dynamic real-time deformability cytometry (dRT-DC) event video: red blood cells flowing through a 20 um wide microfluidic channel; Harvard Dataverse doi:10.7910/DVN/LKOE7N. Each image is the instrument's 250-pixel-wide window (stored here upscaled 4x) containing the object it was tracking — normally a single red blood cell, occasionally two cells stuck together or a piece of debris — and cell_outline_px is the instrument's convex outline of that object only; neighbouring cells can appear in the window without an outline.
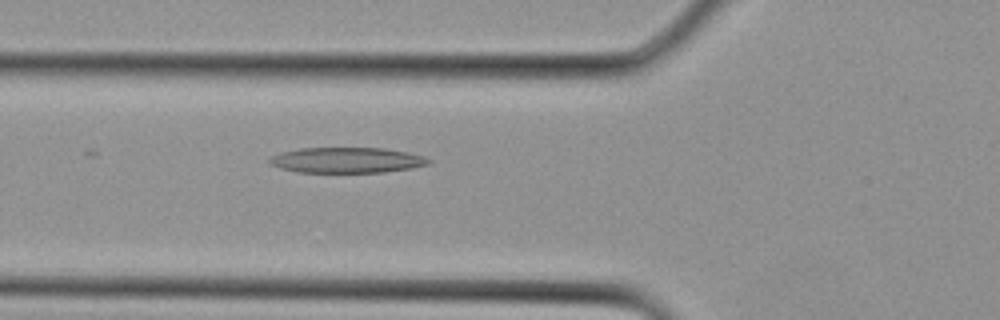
{"species": "Egyptian fruit bat (a non-hibernating species)", "species_latin": "Rousettus aegyptiacus", "temperature_condition": "cold", "stored_images_in_passage": 4, "camera_frame_rate_fps": 3000, "um_per_image_px": 0.085, "animal": {"sex": "female"}, "frame": {"image": 1, "passage_image": 2, "time_ms": 0.333, "image_size_px": [1000, 320], "cell_outline_px": [[432, 164], [412, 168], [384, 172], [296, 172], [280, 168], [268, 164], [268, 160], [272, 156], [280, 152], [300, 148], [384, 148], [408, 152], [424, 156], [432, 160]], "centroid_in_image_um": [29.5, 13.61], "position_along_channel_um": 96.3, "area_um2": 23.87}}
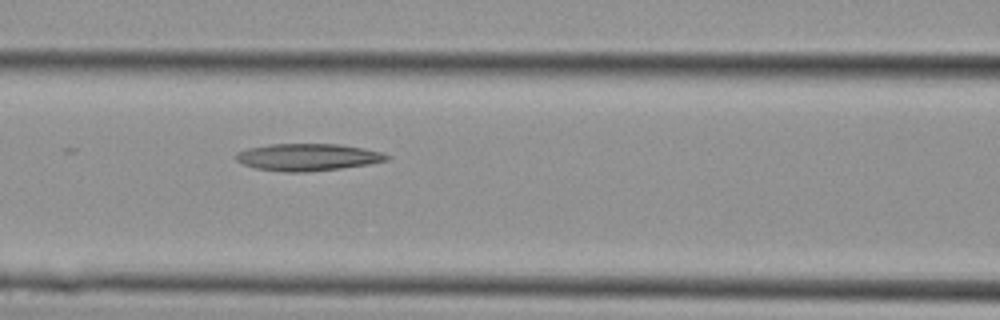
{"frame": {"image": 2, "passage_image": 4, "time_ms": 1.0, "image_size_px": [1000, 320], "cell_outline_px": [[388, 160], [368, 164], [340, 168], [308, 172], [284, 172], [256, 168], [244, 164], [236, 160], [236, 152], [248, 148], [272, 144], [340, 144], [364, 148], [380, 152], [388, 156]], "centroid_in_image_um": [26.14, 13.36], "position_along_channel_um": 140.5, "area_um2": 23.64}}